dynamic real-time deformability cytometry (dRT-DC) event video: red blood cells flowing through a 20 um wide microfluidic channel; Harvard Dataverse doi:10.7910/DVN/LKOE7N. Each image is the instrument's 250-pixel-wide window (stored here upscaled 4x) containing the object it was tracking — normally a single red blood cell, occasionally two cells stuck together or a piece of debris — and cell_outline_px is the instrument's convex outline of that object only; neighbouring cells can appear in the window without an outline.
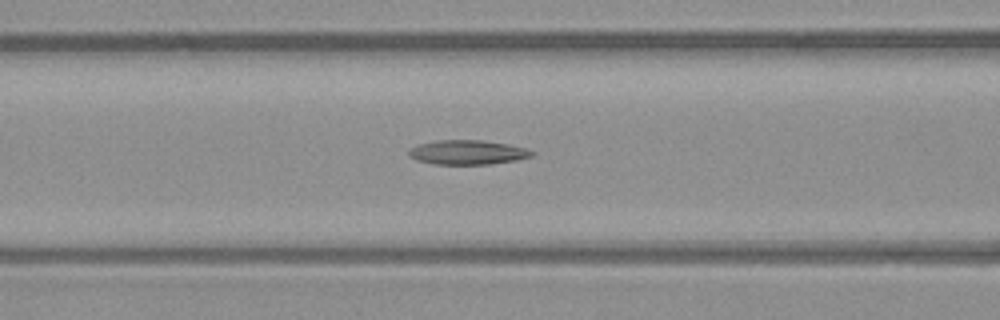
{"species": "common noctule bat (a hibernating species)", "species_latin": "Nyctalus noctula", "temperature_condition": "warm", "stored_images_in_passage": 39, "camera_frame_rate_fps": 3000, "um_per_image_px": 0.085, "animal": {"sex": "male", "body_mass_g": 23.1, "forearm_length_mm": 52.7}, "frame": {"image": 1, "passage_image": 20, "time_ms": 6.333, "image_size_px": [1000, 320], "cell_outline_px": [[536, 152], [532, 156], [516, 160], [492, 164], [432, 164], [416, 160], [408, 156], [408, 148], [420, 144], [436, 140], [480, 140], [508, 144], [524, 148]], "centroid_in_image_um": [39.71, 12.95], "position_along_channel_um": 126.9, "area_um2": 17.57}}
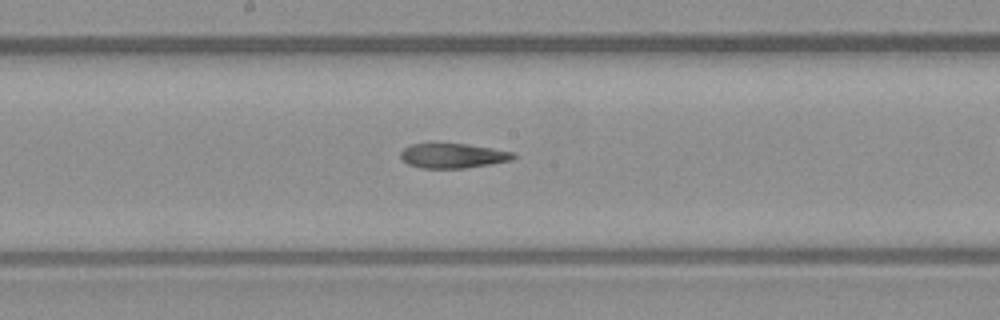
{"frame": {"image": 2, "passage_image": 26, "time_ms": 8.333, "image_size_px": [1000, 320], "cell_outline_px": [[516, 156], [512, 160], [464, 168], [420, 168], [408, 164], [400, 156], [400, 152], [404, 148], [412, 144], [468, 144], [516, 152]], "centroid_in_image_um": [38.52, 13.24], "position_along_channel_um": 209.7, "area_um2": 16.13}}
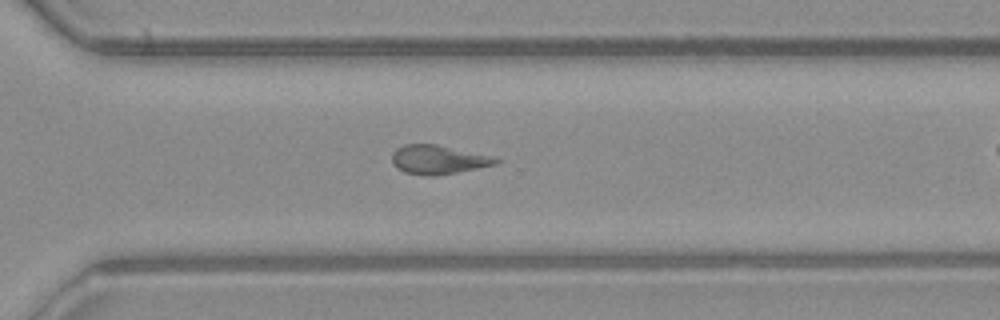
{"frame": {"image": 3, "passage_image": 35, "time_ms": 11.333, "image_size_px": [1000, 320], "cell_outline_px": [[500, 160], [496, 164], [456, 172], [432, 176], [428, 176], [404, 172], [396, 168], [392, 164], [392, 152], [396, 148], [404, 144], [436, 144], [492, 156]], "centroid_in_image_um": [37.19, 13.56], "position_along_channel_um": 333.4, "area_um2": 17.4}}